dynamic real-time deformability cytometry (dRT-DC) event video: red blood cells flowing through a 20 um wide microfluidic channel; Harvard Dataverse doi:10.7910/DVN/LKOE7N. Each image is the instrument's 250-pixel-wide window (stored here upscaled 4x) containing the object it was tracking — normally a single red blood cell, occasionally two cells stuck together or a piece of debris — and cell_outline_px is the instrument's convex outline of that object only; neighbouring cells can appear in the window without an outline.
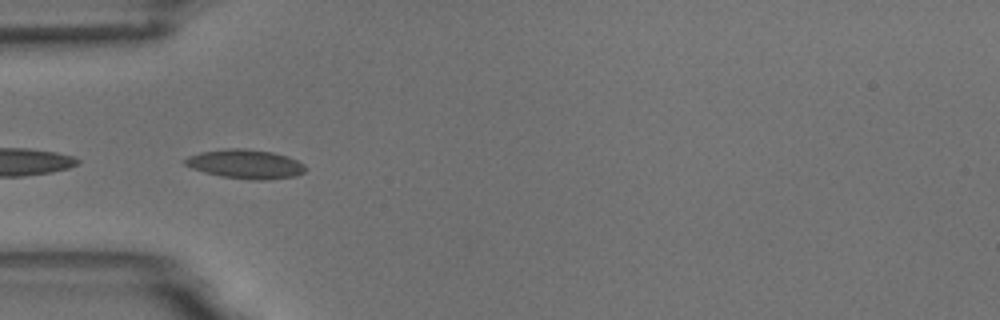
{"species": "common noctule bat (a hibernating species)", "species_latin": "Nyctalus noctula", "temperature_condition": "room temperature", "stored_images_in_passage": 5, "camera_frame_rate_fps": 3000, "um_per_image_px": 0.085, "animal": {"sex": "male", "body_mass_g": 18.8}, "frame": {"image": 1, "passage_image": 4, "time_ms": 4.333, "image_size_px": [1000, 320], "cell_outline_px": [[308, 168], [304, 172], [296, 176], [268, 180], [252, 180], [220, 176], [204, 172], [192, 168], [184, 164], [184, 160], [188, 156], [200, 152], [228, 148], [244, 148], [272, 152], [288, 156], [304, 164]], "centroid_in_image_um": [20.89, 13.95], "position_along_channel_um": 64.1, "area_um2": 20.58}}